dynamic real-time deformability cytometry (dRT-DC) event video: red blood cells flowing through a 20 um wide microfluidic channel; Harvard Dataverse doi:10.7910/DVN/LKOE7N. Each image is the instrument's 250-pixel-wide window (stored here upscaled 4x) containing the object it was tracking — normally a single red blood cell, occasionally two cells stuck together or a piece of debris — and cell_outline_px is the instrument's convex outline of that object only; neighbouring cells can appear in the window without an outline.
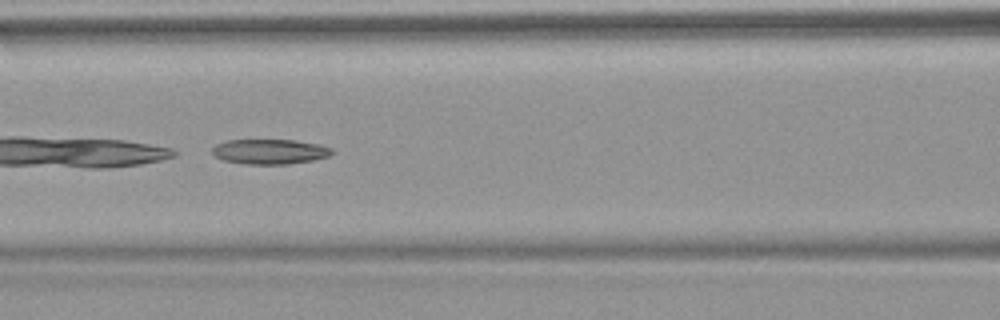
{"species": "common noctule bat (a hibernating species)", "species_latin": "Nyctalus noctula", "temperature_condition": "warm", "stored_images_in_passage": 8, "camera_frame_rate_fps": 3000, "um_per_image_px": 0.085, "animal": {"sex": "female", "body_mass_g": 18.4}, "frame": {"image": 1, "passage_image": 7, "time_ms": 7.0, "image_size_px": [1000, 320], "cell_outline_px": [[336, 152], [328, 156], [312, 160], [288, 164], [244, 164], [224, 160], [216, 156], [212, 152], [212, 148], [216, 144], [228, 140], [296, 140], [320, 144], [332, 148]], "centroid_in_image_um": [22.97, 12.88], "position_along_channel_um": 143.6, "area_um2": 17.46}}
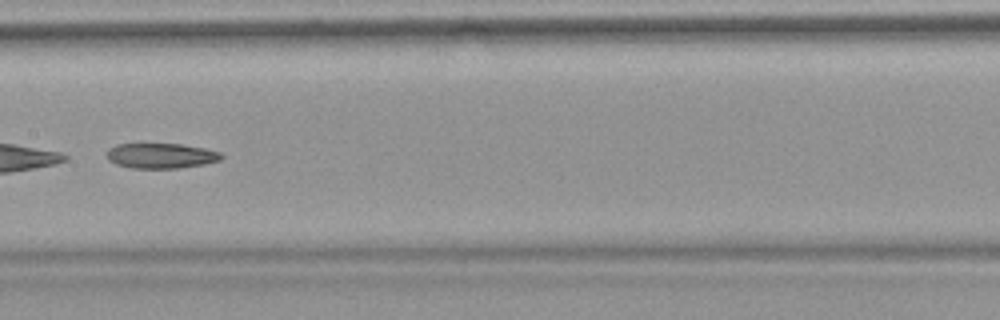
{"frame": {"image": 2, "passage_image": 8, "time_ms": 8.333, "image_size_px": [1000, 320], "cell_outline_px": [[224, 156], [220, 160], [204, 164], [180, 168], [128, 168], [116, 164], [108, 160], [108, 148], [116, 144], [180, 144], [204, 148], [220, 152]], "centroid_in_image_um": [13.68, 13.24], "position_along_channel_um": 193.7, "area_um2": 16.82}}